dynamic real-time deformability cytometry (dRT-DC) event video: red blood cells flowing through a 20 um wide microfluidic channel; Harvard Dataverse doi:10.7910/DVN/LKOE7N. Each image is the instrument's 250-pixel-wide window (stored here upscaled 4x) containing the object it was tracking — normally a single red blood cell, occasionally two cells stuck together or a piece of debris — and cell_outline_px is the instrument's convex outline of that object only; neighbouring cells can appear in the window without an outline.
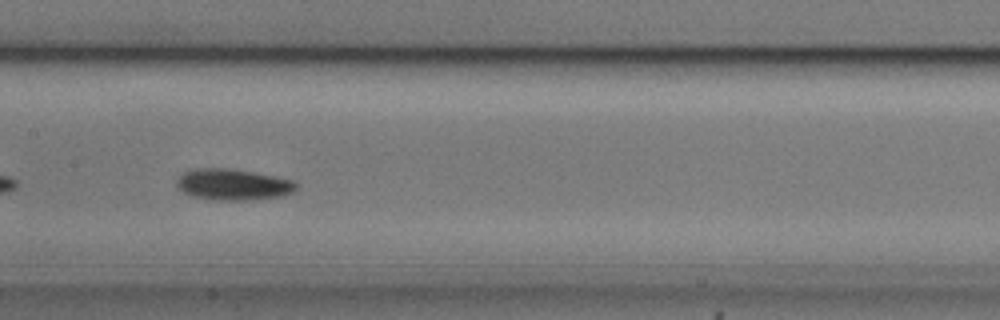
{"species": "common noctule bat (a hibernating species)", "species_latin": "Nyctalus noctula", "temperature_condition": "cold", "stored_images_in_passage": 16, "camera_frame_rate_fps": 3000, "um_per_image_px": 0.085, "animal": {"sex": "male", "body_mass_g": 20.5, "forearm_length_mm": 52.5}, "frame": {"image": 1, "passage_image": 7, "time_ms": 2.0, "image_size_px": [1000, 320], "cell_outline_px": [[296, 188], [292, 192], [284, 196], [252, 200], [216, 200], [192, 196], [184, 192], [176, 184], [176, 180], [184, 172], [196, 168], [228, 168], [252, 172], [292, 180], [296, 184]], "centroid_in_image_um": [19.8, 15.69], "position_along_channel_um": 187.6, "area_um2": 21.56}}
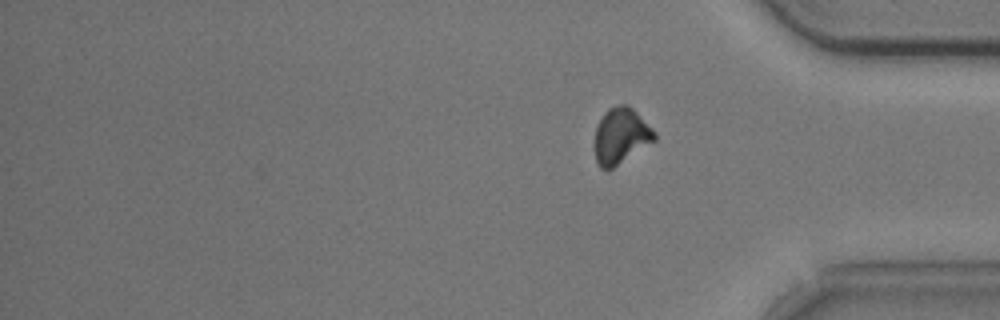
{"frame": {"image": 2, "passage_image": 16, "time_ms": 5.0, "image_size_px": [1000, 320], "cell_outline_px": [[656, 140], [612, 168], [600, 168], [596, 164], [592, 144], [596, 128], [604, 112], [608, 108], [616, 104], [628, 104], [656, 132]], "centroid_in_image_um": [52.73, 11.55], "position_along_channel_um": 382.5, "area_um2": 19.71}}